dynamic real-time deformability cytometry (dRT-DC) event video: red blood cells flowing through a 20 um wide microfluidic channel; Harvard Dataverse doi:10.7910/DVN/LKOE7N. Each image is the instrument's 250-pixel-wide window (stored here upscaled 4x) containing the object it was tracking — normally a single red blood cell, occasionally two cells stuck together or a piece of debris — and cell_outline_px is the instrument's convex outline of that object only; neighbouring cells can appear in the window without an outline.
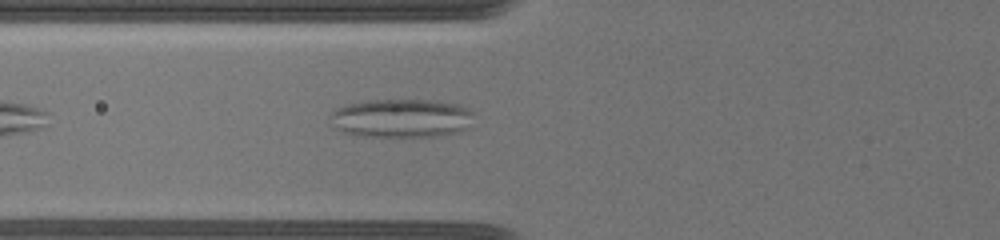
{"species": "common noctule bat (a hibernating species)", "species_latin": "Nyctalus noctula", "temperature_condition": "warm", "stored_images_in_passage": 37, "camera_frame_rate_fps": 3000, "um_per_image_px": 0.085, "animal": {"sex": "female", "body_mass_g": 19.5, "forearm_length_mm": 54.1}, "frame": {"image": 1, "passage_image": 5, "time_ms": 1.333, "image_size_px": [1000, 240], "cell_outline_px": [[472, 112], [468, 128], [460, 132], [436, 136], [364, 136], [344, 132], [336, 128], [332, 124], [328, 116], [336, 108], [348, 104], [368, 100], [432, 100], [460, 104], [468, 108]], "centroid_in_image_um": [34.11, 10.04], "position_along_channel_um": 91.7, "area_um2": 32.37}}
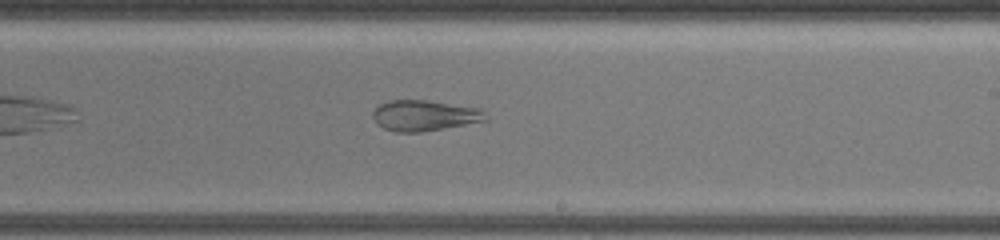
{"frame": {"image": 2, "passage_image": 18, "time_ms": 5.667, "image_size_px": [1000, 240], "cell_outline_px": [[488, 120], [444, 128], [420, 132], [396, 132], [384, 128], [376, 124], [372, 116], [372, 112], [380, 104], [388, 100], [424, 100], [480, 108], [488, 116]], "centroid_in_image_um": [36.06, 9.82], "position_along_channel_um": 252.9, "area_um2": 20.17}}
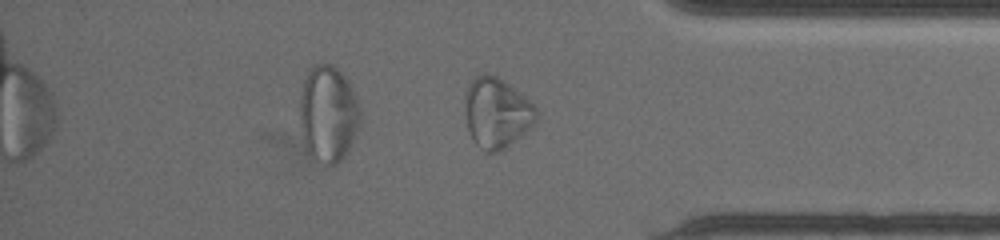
{"frame": {"image": 3, "passage_image": 30, "time_ms": 9.667, "image_size_px": [1000, 240], "cell_outline_px": [[540, 112], [536, 124], [532, 128], [504, 148], [496, 152], [488, 152], [476, 144], [472, 140], [468, 128], [464, 108], [464, 92], [468, 84], [476, 76], [484, 72], [496, 76], [508, 84], [528, 100]], "centroid_in_image_um": [42.22, 9.58], "position_along_channel_um": 393.0, "area_um2": 29.36}, "authors_computed_cell_mechanics": {"area_um2": 25.8944, "velocity_mm_per_s": 3.7091, "shape_relaxation_time_tau1_ms": null, "shape_relaxation_time_tau2_ms": 1.5807, "deformation_change_tau1": null, "deformation_change_tau2": 0.0872}}